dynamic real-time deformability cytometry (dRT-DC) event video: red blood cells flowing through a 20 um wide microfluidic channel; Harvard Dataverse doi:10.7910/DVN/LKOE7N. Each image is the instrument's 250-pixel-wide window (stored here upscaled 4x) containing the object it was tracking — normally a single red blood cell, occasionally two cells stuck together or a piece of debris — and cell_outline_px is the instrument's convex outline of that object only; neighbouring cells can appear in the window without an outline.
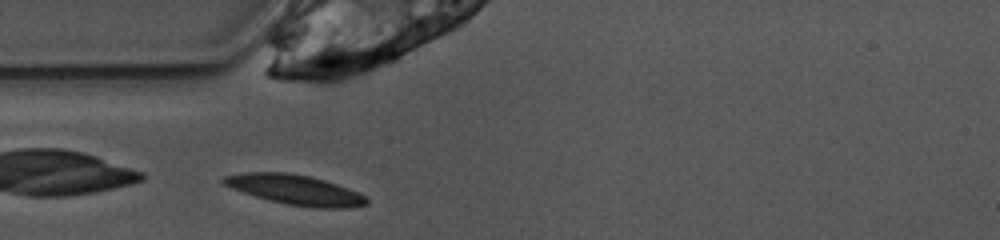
{"species": "common noctule bat (a hibernating species)", "species_latin": "Nyctalus noctula", "temperature_condition": "warm", "stored_images_in_passage": 39, "camera_frame_rate_fps": 3000, "um_per_image_px": 0.085, "animal": {"sex": "female", "body_mass_g": 10.0, "forearm_length_mm": 53.1}, "frame": {"image": 1, "passage_image": 2, "time_ms": 0.333, "image_size_px": [1000, 240], "cell_outline_px": [[368, 204], [348, 208], [316, 208], [288, 204], [256, 196], [232, 188], [224, 184], [220, 180], [224, 176], [244, 172], [288, 172], [308, 176], [324, 180], [348, 188], [368, 196]], "centroid_in_image_um": [25.13, 16.13], "position_along_channel_um": 59.9, "area_um2": 24.74}}
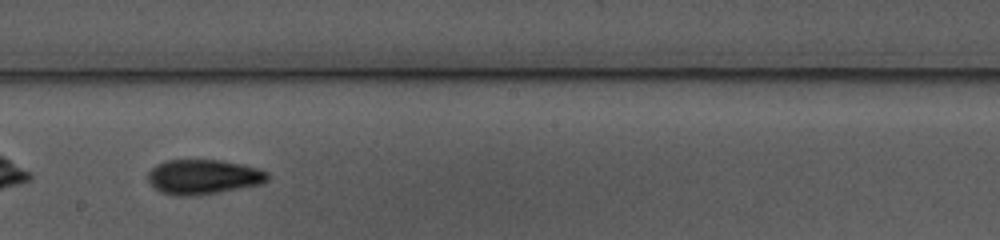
{"frame": {"image": 2, "passage_image": 15, "time_ms": 4.667, "image_size_px": [1000, 240], "cell_outline_px": [[268, 180], [260, 184], [220, 192], [192, 196], [176, 196], [160, 192], [148, 180], [148, 172], [156, 164], [164, 160], [220, 160], [244, 164], [260, 168], [268, 172]], "centroid_in_image_um": [17.29, 15.03], "position_along_channel_um": 230.9, "area_um2": 24.39}}
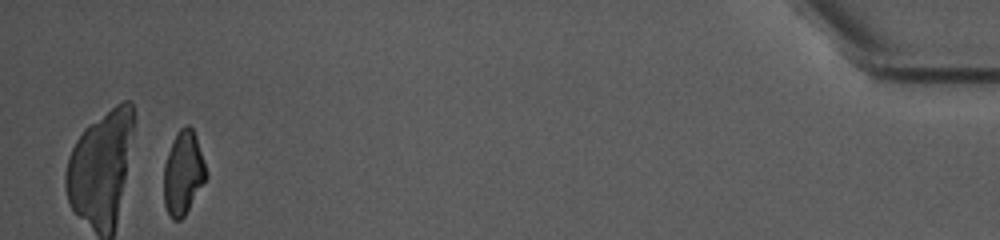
{"frame": {"image": 3, "passage_image": 36, "time_ms": 11.667, "image_size_px": [1000, 240], "cell_outline_px": [[208, 176], [184, 216], [180, 220], [172, 220], [168, 216], [164, 204], [164, 164], [168, 152], [176, 132], [184, 124], [188, 124], [192, 128], [196, 136], [208, 172]], "centroid_in_image_um": [15.57, 14.7], "position_along_channel_um": 419.6, "area_um2": 20.81}, "authors_computed_cell_mechanics": {"area_um2": 22.831, "velocity_mm_per_s": 3.9201, "shape_relaxation_time_tau1_ms": 4.9727, "shape_relaxation_time_tau2_ms": 3.3258, "deformation_change_tau1": 0.1586, "deformation_change_tau2": 0.109}}